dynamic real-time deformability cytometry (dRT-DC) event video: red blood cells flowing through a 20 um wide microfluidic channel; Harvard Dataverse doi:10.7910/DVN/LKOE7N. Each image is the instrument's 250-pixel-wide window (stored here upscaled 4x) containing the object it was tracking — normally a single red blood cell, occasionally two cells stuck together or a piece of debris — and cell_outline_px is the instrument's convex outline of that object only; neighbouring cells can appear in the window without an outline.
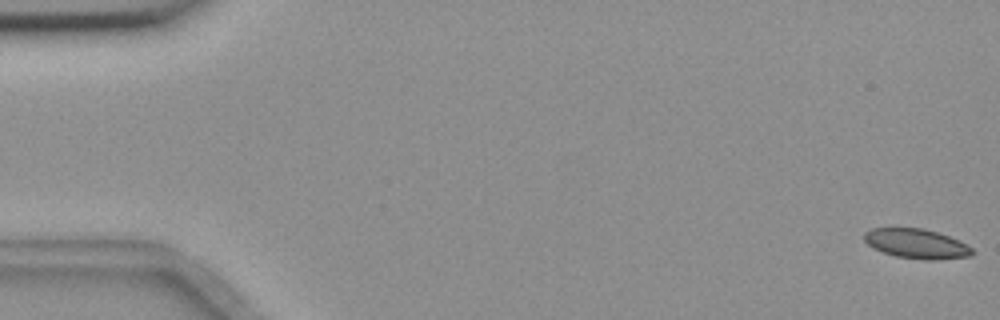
{"species": "common noctule bat (a hibernating species)", "species_latin": "Nyctalus noctula", "temperature_condition": "room temperature", "stored_images_in_passage": 57, "camera_frame_rate_fps": 3000, "um_per_image_px": 0.085, "animal": {"sex": "female", "body_mass_g": 18.4}, "frame": {"image": 1, "passage_image": 1, "time_ms": 0.0, "image_size_px": [1000, 320], "cell_outline_px": [[972, 256], [936, 260], [924, 260], [896, 256], [872, 248], [864, 240], [864, 232], [872, 228], [920, 228], [936, 232], [960, 240], [972, 248]], "centroid_in_image_um": [77.9, 20.72], "position_along_channel_um": 7.1, "area_um2": 18.61}}
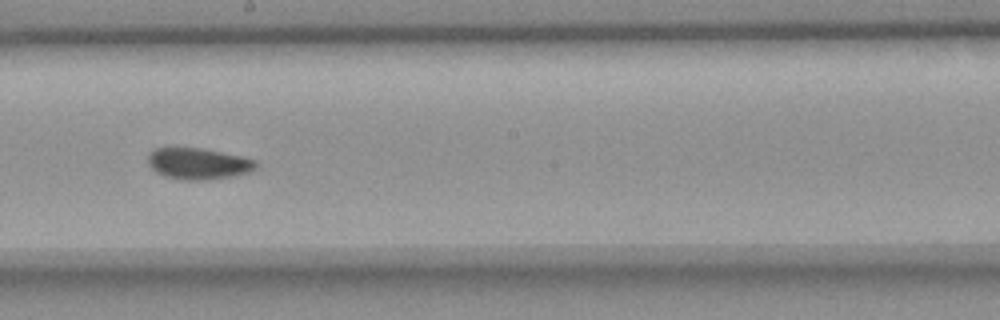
{"frame": {"image": 2, "passage_image": 32, "time_ms": 10.333, "image_size_px": [1000, 320], "cell_outline_px": [[256, 168], [248, 172], [208, 180], [180, 180], [164, 176], [156, 172], [148, 164], [148, 156], [156, 148], [200, 148], [240, 156], [256, 160]], "centroid_in_image_um": [16.82, 13.92], "position_along_channel_um": 231.4, "area_um2": 19.42}}
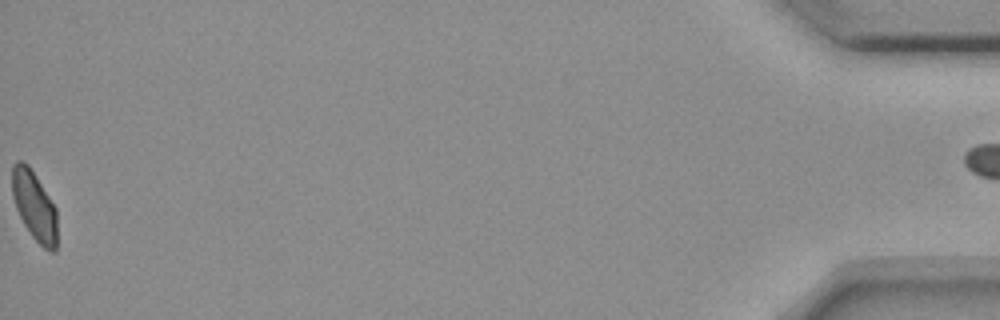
{"frame": {"image": 3, "passage_image": 57, "time_ms": 18.667, "image_size_px": [1000, 320], "cell_outline_px": [[56, 252], [48, 252], [32, 236], [24, 224], [16, 208], [12, 196], [12, 164], [16, 160], [24, 160], [28, 164], [36, 176], [56, 208]], "centroid_in_image_um": [2.9, 17.47], "position_along_channel_um": 432.3, "area_um2": 18.21}, "authors_computed_cell_mechanics": {"area_um2": 19.3052, "velocity_mm_per_s": 3.6148, "shape_relaxation_time_tau1_ms": null, "shape_relaxation_time_tau2_ms": 1.8807, "deformation_change_tau1": null, "deformation_change_tau2": 0.0563}}